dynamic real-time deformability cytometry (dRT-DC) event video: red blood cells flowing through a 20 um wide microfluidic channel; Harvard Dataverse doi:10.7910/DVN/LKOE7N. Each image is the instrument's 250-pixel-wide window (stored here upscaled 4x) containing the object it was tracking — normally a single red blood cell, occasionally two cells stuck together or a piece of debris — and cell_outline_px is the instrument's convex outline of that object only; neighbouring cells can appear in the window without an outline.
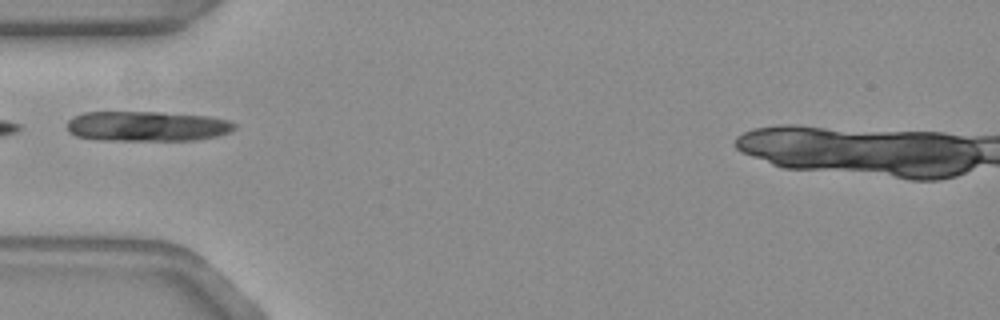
{"species": "common noctule bat (a hibernating species)", "species_latin": "Nyctalus noctula", "temperature_condition": "warm", "stored_images_in_passage": 15, "camera_frame_rate_fps": 3000, "um_per_image_px": 0.085, "animal": {"sex": "female", "body_mass_g": 19.3, "forearm_length_mm": 54.1}, "frame": {"image": 1, "passage_image": 1, "time_ms": 0.0, "image_size_px": [1000, 320], "cell_outline_px": [[236, 128], [228, 132], [216, 136], [192, 140], [100, 140], [76, 136], [68, 132], [68, 120], [72, 116], [84, 112], [160, 112], [208, 116], [228, 120], [236, 124]], "centroid_in_image_um": [12.47, 10.72], "position_along_channel_um": 72.5, "area_um2": 29.36}}